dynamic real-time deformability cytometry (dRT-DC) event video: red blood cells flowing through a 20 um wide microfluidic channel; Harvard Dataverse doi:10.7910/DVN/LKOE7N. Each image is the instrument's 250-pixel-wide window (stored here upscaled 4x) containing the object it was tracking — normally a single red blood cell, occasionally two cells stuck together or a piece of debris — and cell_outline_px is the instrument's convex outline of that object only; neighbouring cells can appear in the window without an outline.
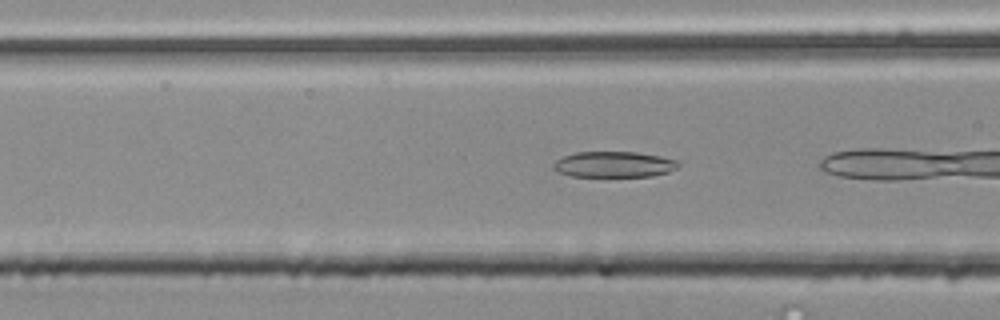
{"species": "common noctule bat (a hibernating species)", "species_latin": "Nyctalus noctula", "temperature_condition": "room temperature", "stored_images_in_passage": 4, "camera_frame_rate_fps": 3000, "um_per_image_px": 0.085, "animal": {"sex": "male", "body_mass_g": 20.4}, "frame": {"image": 1, "passage_image": 3, "time_ms": 0.667, "image_size_px": [1000, 320], "cell_outline_px": [[680, 164], [676, 168], [668, 172], [652, 176], [572, 176], [556, 172], [552, 168], [552, 164], [556, 160], [564, 156], [576, 152], [636, 152], [660, 156], [676, 160]], "centroid_in_image_um": [52.15, 13.97], "position_along_channel_um": 114.4, "area_um2": 18.79}}